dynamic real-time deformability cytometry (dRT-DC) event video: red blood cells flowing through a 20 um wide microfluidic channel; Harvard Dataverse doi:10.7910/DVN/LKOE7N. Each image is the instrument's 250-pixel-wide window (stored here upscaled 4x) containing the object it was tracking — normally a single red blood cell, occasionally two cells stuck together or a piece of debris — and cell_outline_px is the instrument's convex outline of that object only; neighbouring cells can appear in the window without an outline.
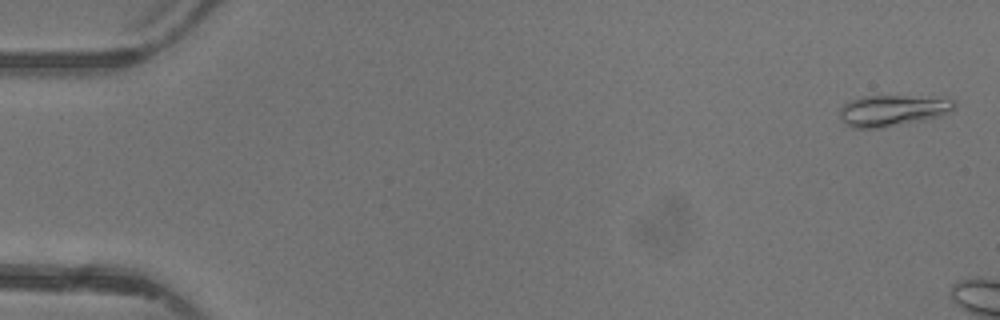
{"species": "common noctule bat (a hibernating species)", "species_latin": "Nyctalus noctula", "temperature_condition": "warm", "stored_images_in_passage": 3, "camera_frame_rate_fps": 3000, "um_per_image_px": 0.085, "animal": {"sex": "female"}, "frame": {"image": 1, "passage_image": 1, "time_ms": 0.0, "image_size_px": [1000, 320], "cell_outline_px": [[956, 104], [952, 112], [944, 116], [924, 120], [880, 128], [852, 128], [840, 116], [840, 108], [848, 100], [860, 96], [904, 96], [956, 100]], "centroid_in_image_um": [75.88, 9.39], "position_along_channel_um": 9.1, "area_um2": 20.81}}